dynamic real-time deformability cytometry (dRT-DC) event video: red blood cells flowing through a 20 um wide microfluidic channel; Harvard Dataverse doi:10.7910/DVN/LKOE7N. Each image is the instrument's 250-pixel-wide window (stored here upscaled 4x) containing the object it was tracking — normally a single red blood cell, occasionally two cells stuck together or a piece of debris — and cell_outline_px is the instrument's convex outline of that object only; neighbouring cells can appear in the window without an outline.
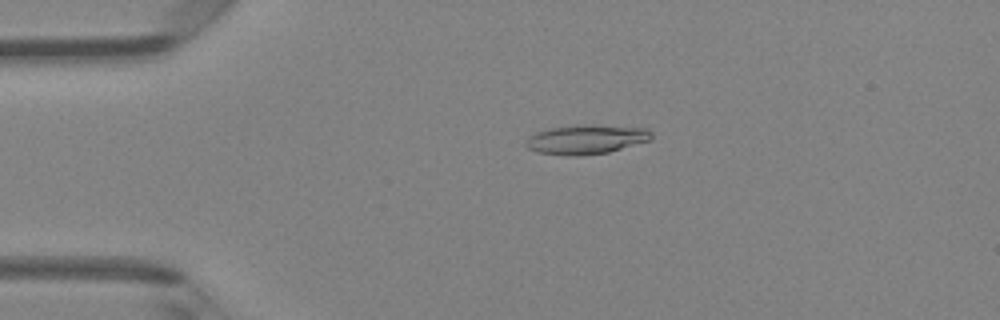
{"species": "Egyptian fruit bat (a non-hibernating species)", "species_latin": "Rousettus aegyptiacus", "temperature_condition": "room temperature", "stored_images_in_passage": 41, "camera_frame_rate_fps": 3000, "um_per_image_px": 0.085, "animal": {"sex": "female"}, "frame": {"image": 1, "passage_image": 4, "time_ms": 1.0, "image_size_px": [1000, 320], "cell_outline_px": [[652, 140], [608, 152], [576, 156], [568, 156], [540, 152], [528, 148], [524, 144], [524, 140], [528, 136], [536, 132], [548, 128], [576, 124], [592, 124], [648, 128], [652, 132]], "centroid_in_image_um": [49.83, 11.83], "position_along_channel_um": 35.2, "area_um2": 21.85}}
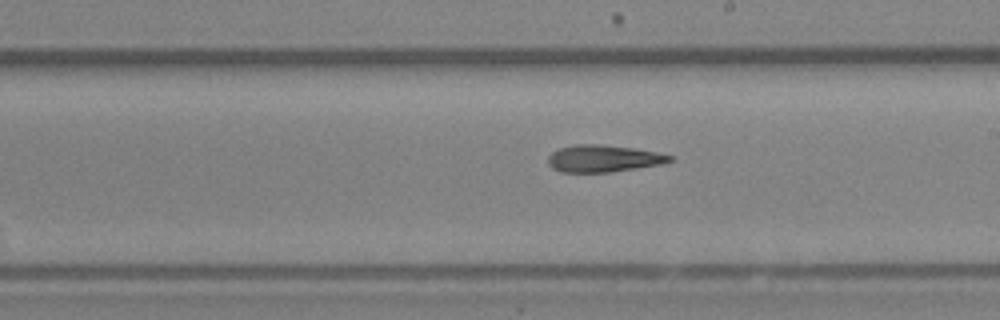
{"frame": {"image": 2, "passage_image": 21, "time_ms": 6.667, "image_size_px": [1000, 320], "cell_outline_px": [[672, 160], [664, 164], [608, 172], [560, 172], [552, 168], [548, 164], [548, 156], [552, 152], [560, 148], [576, 144], [596, 144], [636, 148], [656, 152], [672, 156]], "centroid_in_image_um": [51.27, 13.47], "position_along_channel_um": 237.7, "area_um2": 19.13}}
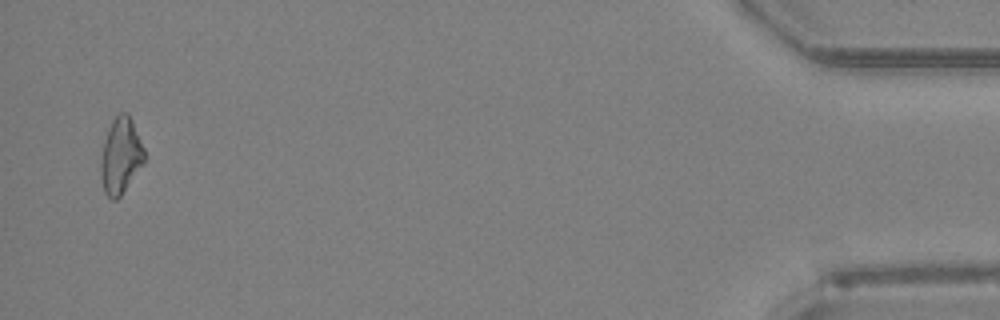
{"frame": {"image": 3, "passage_image": 40, "time_ms": 13.0, "image_size_px": [1000, 320], "cell_outline_px": [[144, 164], [120, 196], [116, 200], [112, 200], [104, 192], [100, 176], [100, 160], [104, 140], [108, 128], [112, 120], [120, 112], [128, 112], [132, 120], [144, 148]], "centroid_in_image_um": [10.25, 13.24], "position_along_channel_um": 425.0, "area_um2": 19.42}, "authors_computed_cell_mechanics": {"area_um2": 19.4786, "velocity_mm_per_s": 4.2801, "shape_relaxation_time_tau1_ms": 3.5371, "shape_relaxation_time_tau2_ms": null, "deformation_change_tau1": 0.132, "deformation_change_tau2": null}}